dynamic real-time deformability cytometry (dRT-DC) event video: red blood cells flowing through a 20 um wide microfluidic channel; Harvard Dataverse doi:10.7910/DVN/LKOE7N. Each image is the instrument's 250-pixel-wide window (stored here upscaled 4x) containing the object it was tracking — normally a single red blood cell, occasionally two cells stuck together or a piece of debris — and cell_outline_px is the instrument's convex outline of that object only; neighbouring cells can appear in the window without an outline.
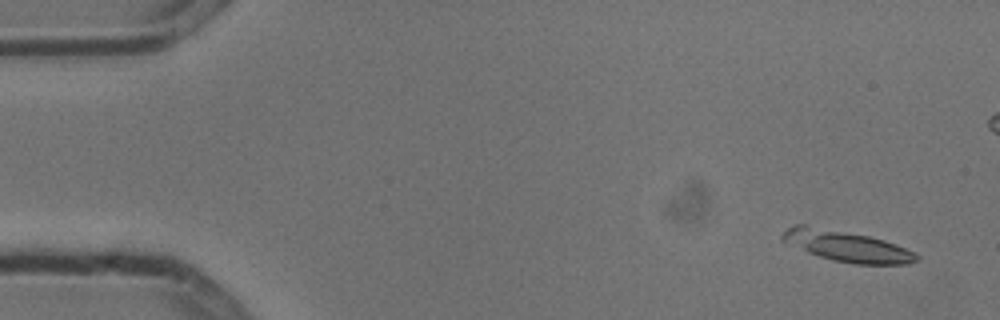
{"species": "common noctule bat (a hibernating species)", "species_latin": "Nyctalus noctula", "temperature_condition": "cold", "stored_images_in_passage": 5, "camera_frame_rate_fps": 3000, "um_per_image_px": 0.085, "animal": {"sex": "male", "body_mass_g": 13.3}, "frame": {"image": 1, "passage_image": 1, "time_ms": 0.0, "image_size_px": [1000, 320], "cell_outline_px": [[920, 260], [908, 264], [856, 264], [832, 260], [808, 252], [788, 244], [780, 240], [780, 236], [788, 228], [796, 224], [804, 224], [868, 236], [884, 240], [896, 244], [916, 252], [920, 256]], "centroid_in_image_um": [72.0, 20.93], "position_along_channel_um": 13.0, "area_um2": 24.1}}